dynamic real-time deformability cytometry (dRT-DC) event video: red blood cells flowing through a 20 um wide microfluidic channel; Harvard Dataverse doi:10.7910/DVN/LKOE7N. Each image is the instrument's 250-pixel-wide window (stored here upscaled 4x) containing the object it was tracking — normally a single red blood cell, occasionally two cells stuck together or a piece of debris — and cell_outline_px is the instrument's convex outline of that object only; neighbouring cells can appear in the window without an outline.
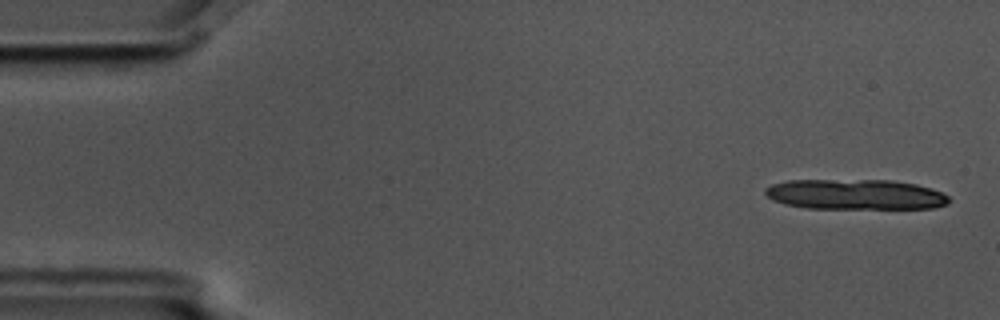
{"species": "common noctule bat (a hibernating species)", "species_latin": "Nyctalus noctula", "temperature_condition": "cold", "stored_images_in_passage": 5, "camera_frame_rate_fps": 3000, "um_per_image_px": 0.085, "animal": {"sex": "male", "body_mass_g": 17.5, "forearm_length_mm": 52.3}, "frame": {"image": 1, "passage_image": 1, "time_ms": 0.0, "image_size_px": [1000, 320], "cell_outline_px": [[952, 200], [948, 204], [932, 208], [808, 208], [784, 204], [772, 200], [764, 192], [764, 188], [772, 184], [788, 180], [892, 180], [916, 184], [940, 192], [948, 196]], "centroid_in_image_um": [72.69, 16.52], "position_along_channel_um": 12.3, "area_um2": 32.43}}